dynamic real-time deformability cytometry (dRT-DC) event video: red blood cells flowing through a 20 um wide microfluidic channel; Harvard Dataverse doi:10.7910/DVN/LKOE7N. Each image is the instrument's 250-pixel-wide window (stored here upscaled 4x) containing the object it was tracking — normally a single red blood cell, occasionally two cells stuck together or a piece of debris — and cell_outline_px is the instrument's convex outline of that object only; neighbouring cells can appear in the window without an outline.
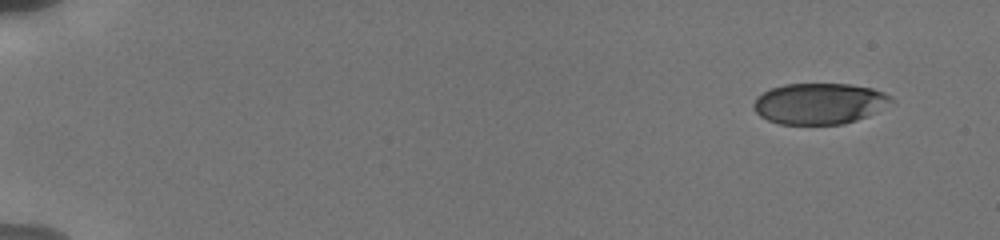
{"species": "human", "species_latin": "Homo sapiens", "temperature_condition": "cold", "stored_images_in_passage": 27, "camera_frame_rate_fps": 3000, "um_per_image_px": 0.085, "donor": {"sex": "male"}, "frame": {"image": 1, "passage_image": 1, "time_ms": 0.0, "image_size_px": [1000, 240], "cell_outline_px": [[896, 104], [868, 116], [844, 124], [780, 124], [768, 120], [760, 116], [756, 112], [752, 104], [756, 96], [772, 88], [784, 84], [852, 84], [872, 88], [884, 92], [892, 96], [896, 100]], "centroid_in_image_um": [69.73, 8.8], "position_along_channel_um": 15.3, "area_um2": 33.47}}
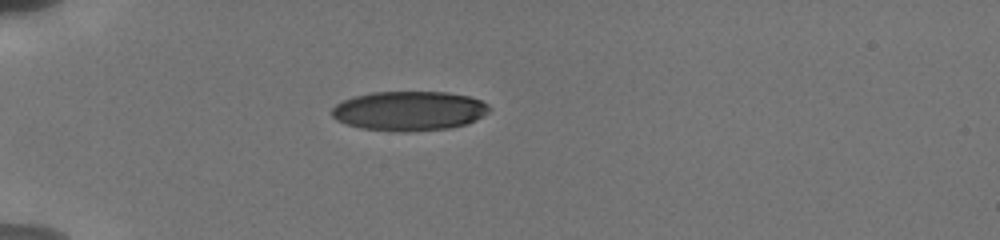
{"frame": {"image": 2, "passage_image": 23, "time_ms": 4.333, "image_size_px": [1000, 240], "cell_outline_px": [[492, 108], [488, 112], [476, 120], [468, 124], [448, 128], [408, 132], [392, 132], [360, 128], [336, 120], [332, 116], [332, 108], [336, 104], [344, 100], [356, 96], [372, 92], [448, 92], [468, 96], [480, 100], [488, 104]], "centroid_in_image_um": [34.79, 9.43], "position_along_channel_um": 50.2, "area_um2": 36.41}}